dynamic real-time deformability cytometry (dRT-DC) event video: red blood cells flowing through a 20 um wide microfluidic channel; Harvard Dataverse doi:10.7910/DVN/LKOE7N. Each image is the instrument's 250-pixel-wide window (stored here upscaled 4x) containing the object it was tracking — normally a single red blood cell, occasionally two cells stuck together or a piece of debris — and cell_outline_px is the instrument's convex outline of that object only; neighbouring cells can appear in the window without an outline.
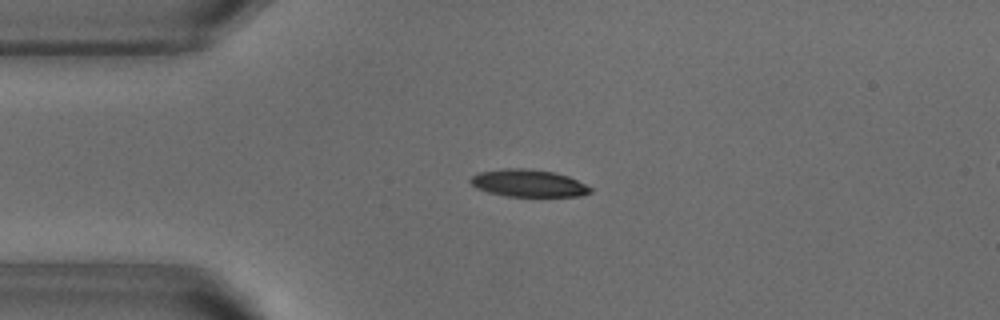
{"species": "common noctule bat (a hibernating species)", "species_latin": "Nyctalus noctula", "temperature_condition": "warm", "stored_images_in_passage": 15, "camera_frame_rate_fps": 3000, "um_per_image_px": 0.085, "animal": {"sex": "male", "body_mass_g": 18.8}, "frame": {"image": 1, "passage_image": 12, "time_ms": 3.667, "image_size_px": [1000, 320], "cell_outline_px": [[592, 192], [580, 196], [504, 196], [488, 192], [476, 188], [468, 180], [472, 176], [480, 172], [504, 168], [524, 168], [552, 172], [568, 176], [592, 188]], "centroid_in_image_um": [44.88, 15.57], "position_along_channel_um": 40.1, "area_um2": 18.96}}